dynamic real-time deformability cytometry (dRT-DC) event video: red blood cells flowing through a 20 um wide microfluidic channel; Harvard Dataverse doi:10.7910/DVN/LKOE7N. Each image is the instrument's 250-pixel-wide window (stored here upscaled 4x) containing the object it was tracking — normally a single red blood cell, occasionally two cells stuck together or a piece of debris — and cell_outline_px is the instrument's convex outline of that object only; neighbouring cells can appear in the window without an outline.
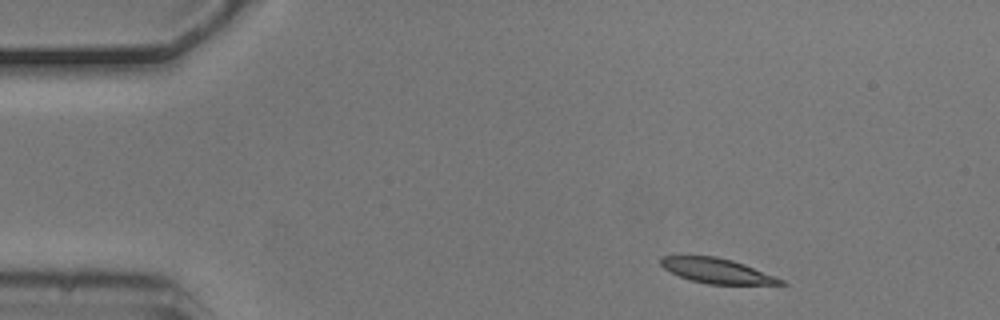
{"species": "common noctule bat (a hibernating species)", "species_latin": "Nyctalus noctula", "temperature_condition": "cold", "stored_images_in_passage": 4, "camera_frame_rate_fps": 3000, "um_per_image_px": 0.085, "animal": {"sex": "male", "body_mass_g": 20.5, "forearm_length_mm": 52.5}, "frame": {"image": 1, "passage_image": 1, "time_ms": 0.0, "image_size_px": [1000, 320], "cell_outline_px": [[788, 284], [708, 284], [692, 280], [680, 276], [664, 268], [660, 264], [660, 260], [664, 256], [716, 256], [732, 260], [744, 264], [784, 280]], "centroid_in_image_um": [60.94, 23.01], "position_along_channel_um": 24.1, "area_um2": 17.05}}